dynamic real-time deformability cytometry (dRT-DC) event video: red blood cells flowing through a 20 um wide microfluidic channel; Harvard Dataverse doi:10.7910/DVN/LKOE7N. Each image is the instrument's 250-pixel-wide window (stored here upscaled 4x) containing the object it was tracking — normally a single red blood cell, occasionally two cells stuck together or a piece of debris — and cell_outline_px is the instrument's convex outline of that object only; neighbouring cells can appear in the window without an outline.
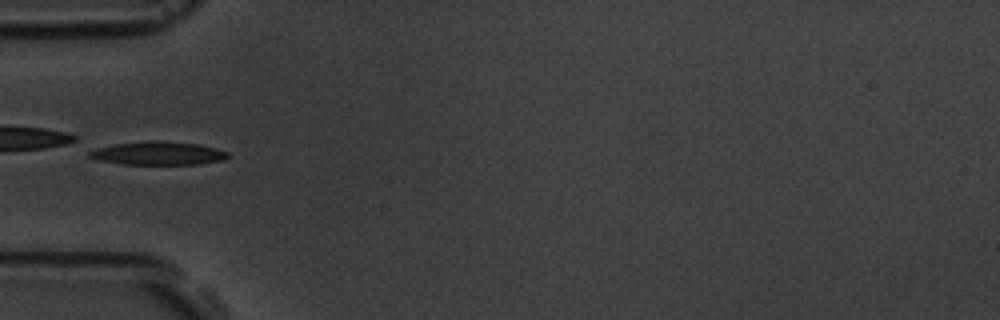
{"species": "common noctule bat (a hibernating species)", "species_latin": "Nyctalus noctula", "temperature_condition": "room temperature", "stored_images_in_passage": 3, "camera_frame_rate_fps": 3000, "um_per_image_px": 0.085, "animal": {"sex": "male", "body_mass_g": 19.5, "forearm_length_mm": 54.6}, "frame": {"image": 1, "passage_image": 3, "time_ms": 0.667, "image_size_px": [1000, 320], "cell_outline_px": [[228, 156], [224, 160], [200, 164], [120, 164], [100, 160], [88, 156], [88, 152], [96, 148], [116, 144], [152, 140], [160, 140], [196, 144], [216, 148], [228, 152]], "centroid_in_image_um": [13.45, 13.03], "position_along_channel_um": 71.5, "area_um2": 18.73}}